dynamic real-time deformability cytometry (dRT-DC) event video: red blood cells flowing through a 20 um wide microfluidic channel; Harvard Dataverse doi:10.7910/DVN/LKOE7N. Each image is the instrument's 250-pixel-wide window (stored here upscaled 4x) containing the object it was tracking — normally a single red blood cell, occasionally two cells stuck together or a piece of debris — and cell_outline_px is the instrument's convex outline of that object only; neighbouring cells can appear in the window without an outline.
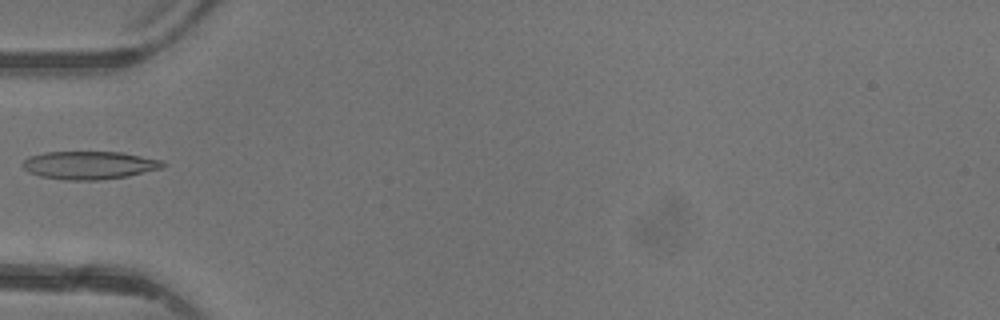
{"species": "common noctule bat (a hibernating species)", "species_latin": "Nyctalus noctula", "temperature_condition": "warm", "stored_images_in_passage": 2, "camera_frame_rate_fps": 3000, "um_per_image_px": 0.085, "animal": {"sex": "female"}, "frame": {"image": 1, "passage_image": 2, "time_ms": 1.333, "image_size_px": [1000, 320], "cell_outline_px": [[164, 164], [160, 168], [128, 176], [100, 180], [64, 180], [40, 176], [28, 172], [20, 164], [28, 156], [44, 152], [120, 152], [160, 160]], "centroid_in_image_um": [7.5, 14.04], "position_along_channel_um": 77.5, "area_um2": 22.77}}